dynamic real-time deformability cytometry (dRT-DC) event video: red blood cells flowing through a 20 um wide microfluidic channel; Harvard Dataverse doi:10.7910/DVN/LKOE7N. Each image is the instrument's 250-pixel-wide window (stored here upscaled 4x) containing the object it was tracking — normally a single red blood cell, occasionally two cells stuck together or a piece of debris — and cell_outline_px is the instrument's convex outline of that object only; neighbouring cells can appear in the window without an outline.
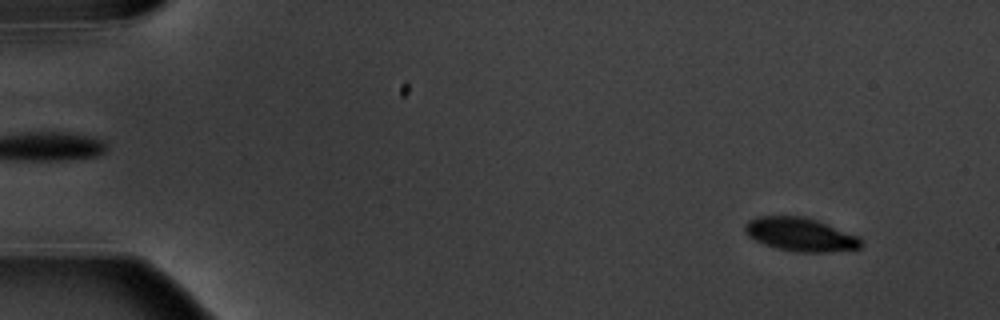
{"species": "common noctule bat (a hibernating species)", "species_latin": "Nyctalus noctula", "temperature_condition": "warm", "stored_images_in_passage": 6, "camera_frame_rate_fps": 3000, "um_per_image_px": 0.085, "animal": {"sex": "male", "body_mass_g": 20.1, "forearm_length_mm": 53.5}, "frame": {"image": 1, "passage_image": 1, "time_ms": 0.0, "image_size_px": [1000, 320], "cell_outline_px": [[864, 244], [860, 248], [828, 252], [800, 252], [776, 248], [764, 244], [748, 236], [744, 232], [744, 224], [748, 220], [756, 216], [804, 216], [816, 220], [860, 236]], "centroid_in_image_um": [68.04, 19.92], "position_along_channel_um": 17.0, "area_um2": 22.83}}